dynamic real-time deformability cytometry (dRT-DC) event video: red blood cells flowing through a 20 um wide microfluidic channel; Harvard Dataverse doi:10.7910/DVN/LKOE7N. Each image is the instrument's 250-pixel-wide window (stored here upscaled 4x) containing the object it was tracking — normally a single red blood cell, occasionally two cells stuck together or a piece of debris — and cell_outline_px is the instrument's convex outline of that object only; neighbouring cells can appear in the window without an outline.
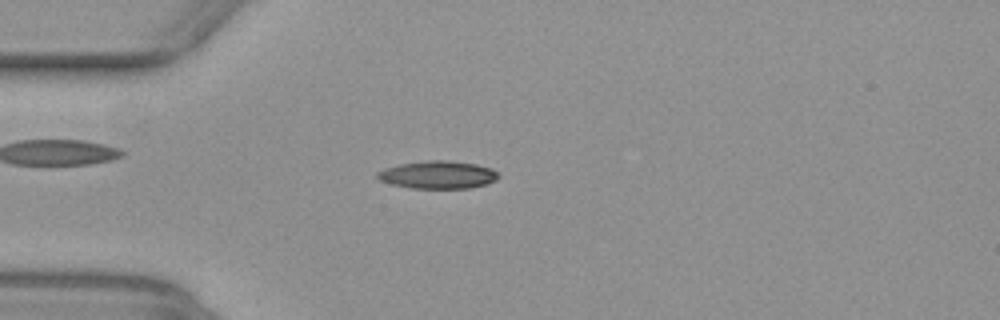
{"species": "common noctule bat (a hibernating species)", "species_latin": "Nyctalus noctula", "temperature_condition": "warm", "stored_images_in_passage": 34, "camera_frame_rate_fps": 3000, "um_per_image_px": 0.085, "animal": {"sex": "female", "body_mass_g": 29.2, "forearm_length_mm": 56.3}, "frame": {"image": 1, "passage_image": 4, "time_ms": 1.0, "image_size_px": [1000, 320], "cell_outline_px": [[500, 176], [496, 180], [488, 184], [468, 188], [412, 188], [392, 184], [380, 180], [376, 176], [376, 172], [384, 168], [400, 164], [424, 160], [452, 160], [476, 164], [492, 168]], "centroid_in_image_um": [37.23, 14.84], "position_along_channel_um": 47.8, "area_um2": 19.71}}
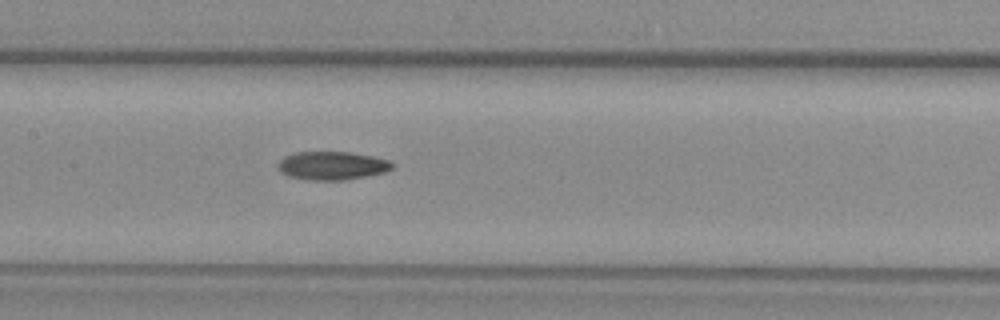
{"frame": {"image": 2, "passage_image": 15, "time_ms": 4.667, "image_size_px": [1000, 320], "cell_outline_px": [[392, 168], [384, 172], [344, 180], [308, 180], [288, 176], [280, 172], [276, 168], [276, 164], [284, 156], [296, 152], [348, 152], [372, 156], [388, 160], [392, 164]], "centroid_in_image_um": [28.14, 14.08], "position_along_channel_um": 179.3, "area_um2": 18.84}}
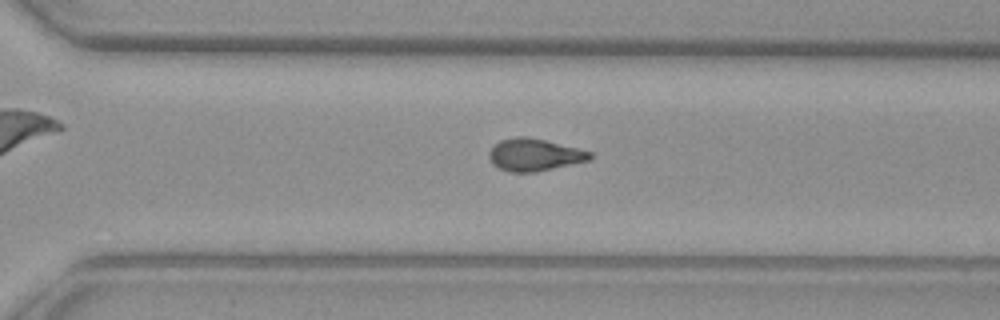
{"frame": {"image": 3, "passage_image": 26, "time_ms": 8.333, "image_size_px": [1000, 320], "cell_outline_px": [[592, 160], [536, 172], [508, 172], [492, 164], [488, 156], [488, 152], [500, 140], [516, 136], [528, 136], [592, 152]], "centroid_in_image_um": [45.42, 13.16], "position_along_channel_um": 325.2, "area_um2": 19.02}, "authors_computed_cell_mechanics": {"area_um2": 19.0162, "velocity_mm_per_s": 3.9979, "shape_relaxation_time_tau1_ms": null, "shape_relaxation_time_tau2_ms": 3.12, "deformation_change_tau1": null, "deformation_change_tau2": 0.1052}}